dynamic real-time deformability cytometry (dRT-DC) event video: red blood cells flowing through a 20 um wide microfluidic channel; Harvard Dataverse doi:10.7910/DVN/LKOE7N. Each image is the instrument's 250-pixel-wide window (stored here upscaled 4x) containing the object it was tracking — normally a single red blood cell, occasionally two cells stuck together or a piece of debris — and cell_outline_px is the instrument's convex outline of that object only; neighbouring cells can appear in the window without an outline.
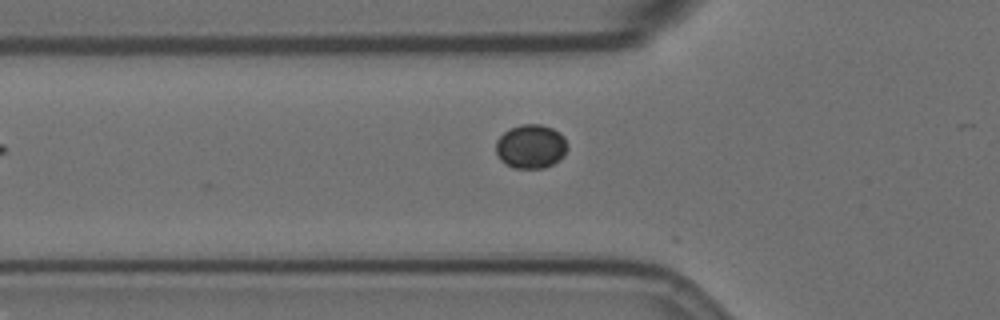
{"species": "Egyptian fruit bat (a non-hibernating species)", "species_latin": "Rousettus aegyptiacus", "temperature_condition": "room temperature", "stored_images_in_passage": 7, "camera_frame_rate_fps": 3000, "um_per_image_px": 0.085, "animal": {"sex": "female"}, "frame": {"image": 1, "passage_image": 7, "time_ms": 2.0, "image_size_px": [1000, 320], "cell_outline_px": [[568, 148], [564, 156], [560, 160], [544, 168], [512, 168], [504, 164], [500, 160], [496, 152], [496, 140], [504, 132], [520, 124], [540, 124], [552, 128], [560, 132], [564, 136]], "centroid_in_image_um": [45.13, 12.46], "position_along_channel_um": 80.7, "area_um2": 18.55}}